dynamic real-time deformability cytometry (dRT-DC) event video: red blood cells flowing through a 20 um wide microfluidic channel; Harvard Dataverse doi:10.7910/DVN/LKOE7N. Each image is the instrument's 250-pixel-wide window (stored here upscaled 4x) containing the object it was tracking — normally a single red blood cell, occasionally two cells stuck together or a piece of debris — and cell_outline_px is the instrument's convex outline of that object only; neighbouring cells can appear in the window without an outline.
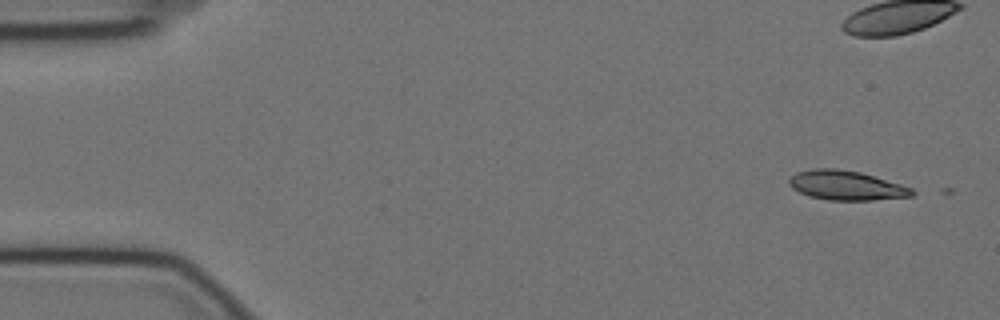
{"species": "Egyptian fruit bat (a non-hibernating species)", "species_latin": "Rousettus aegyptiacus", "temperature_condition": "cold", "stored_images_in_passage": 2, "camera_frame_rate_fps": 3000, "um_per_image_px": 0.085, "animal": {"sex": "female"}, "frame": {"image": 1, "passage_image": 1, "time_ms": 0.0, "image_size_px": [1000, 320], "cell_outline_px": [[916, 192], [912, 196], [872, 200], [828, 200], [808, 196], [792, 188], [788, 184], [788, 180], [796, 172], [812, 168], [836, 168], [860, 172], [900, 184], [912, 188]], "centroid_in_image_um": [71.9, 15.76], "position_along_channel_um": 13.1, "area_um2": 21.1}}